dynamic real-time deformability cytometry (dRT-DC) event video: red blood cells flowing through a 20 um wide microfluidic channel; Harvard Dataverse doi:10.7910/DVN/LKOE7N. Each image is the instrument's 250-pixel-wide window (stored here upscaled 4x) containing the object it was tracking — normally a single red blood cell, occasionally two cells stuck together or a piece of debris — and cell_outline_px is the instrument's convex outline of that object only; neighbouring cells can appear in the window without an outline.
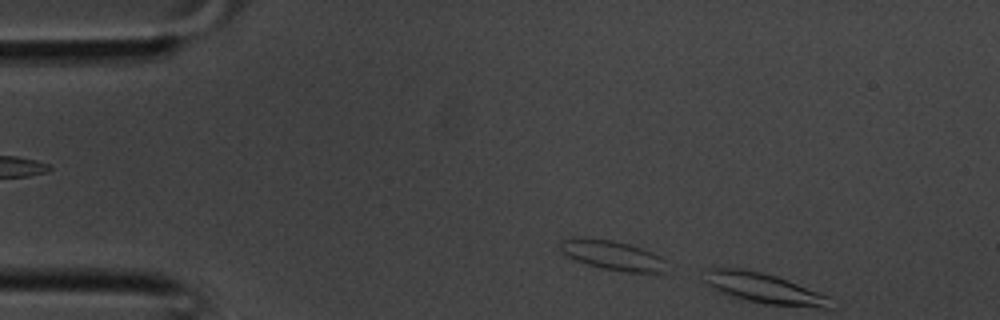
{"species": "common noctule bat (a hibernating species)", "species_latin": "Nyctalus noctula", "temperature_condition": "room temperature", "stored_images_in_passage": 2, "segment_of_instrument_passage": [1, 2], "camera_frame_rate_fps": 3000, "um_per_image_px": 0.085, "animal": {"sex": "male", "body_mass_g": 20.1, "forearm_length_mm": 53.5}, "frame": {"image": 1, "passage_image": 1, "time_ms": 0.0, "image_size_px": [1000, 320], "cell_outline_px": [[664, 272], [624, 272], [600, 268], [576, 260], [568, 256], [560, 248], [560, 240], [572, 236], [588, 236], [612, 240], [628, 244], [640, 248], [660, 256], [664, 260]], "centroid_in_image_um": [51.97, 21.66], "position_along_channel_um": 33.0, "area_um2": 18.32}}